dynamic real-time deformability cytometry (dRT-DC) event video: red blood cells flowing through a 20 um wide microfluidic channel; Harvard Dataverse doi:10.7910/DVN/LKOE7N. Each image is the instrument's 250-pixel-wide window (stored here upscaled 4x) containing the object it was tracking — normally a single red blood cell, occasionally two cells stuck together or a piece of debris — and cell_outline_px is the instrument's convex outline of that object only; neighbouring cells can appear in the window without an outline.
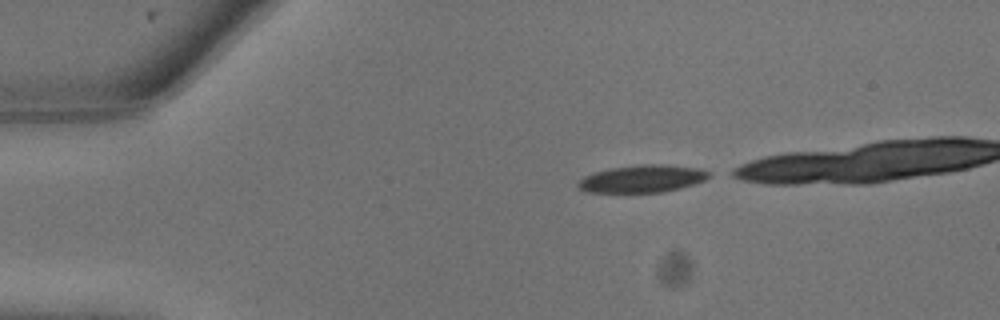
{"species": "common noctule bat (a hibernating species)", "species_latin": "Nyctalus noctula", "temperature_condition": "warm", "stored_images_in_passage": 4, "camera_frame_rate_fps": 3000, "um_per_image_px": 0.085, "animal": {"sex": "male", "body_mass_g": 13.3}, "frame": {"image": 1, "passage_image": 1, "time_ms": 0.0, "image_size_px": [1000, 320], "cell_outline_px": [[712, 176], [704, 180], [680, 188], [660, 192], [588, 192], [576, 188], [576, 184], [584, 176], [608, 168], [640, 164], [664, 164], [700, 168], [712, 172]], "centroid_in_image_um": [54.6, 15.18], "position_along_channel_um": 30.4, "area_um2": 21.04}}